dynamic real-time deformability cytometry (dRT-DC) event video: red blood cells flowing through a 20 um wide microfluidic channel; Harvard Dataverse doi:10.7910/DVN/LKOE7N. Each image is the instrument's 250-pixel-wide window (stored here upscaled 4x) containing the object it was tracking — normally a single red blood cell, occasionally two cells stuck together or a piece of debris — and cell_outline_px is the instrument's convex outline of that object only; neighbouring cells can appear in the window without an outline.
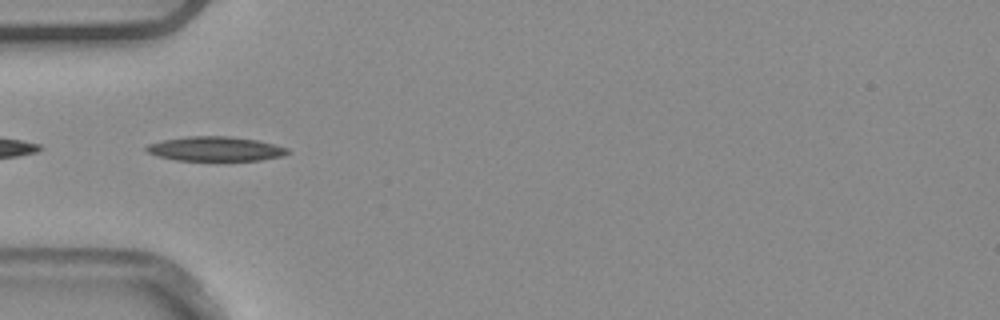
{"species": "common noctule bat (a hibernating species)", "species_latin": "Nyctalus noctula", "temperature_condition": "warm", "stored_images_in_passage": 5, "camera_frame_rate_fps": 3000, "um_per_image_px": 0.085, "animal": {"sex": "male", "body_mass_g": 20.4}, "frame": {"image": 1, "passage_image": 2, "time_ms": 0.333, "image_size_px": [1000, 320], "cell_outline_px": [[292, 152], [280, 156], [260, 160], [176, 160], [160, 156], [148, 152], [144, 148], [148, 144], [160, 140], [188, 136], [232, 136], [260, 140], [288, 148]], "centroid_in_image_um": [18.33, 12.63], "position_along_channel_um": 66.7, "area_um2": 20.17}}
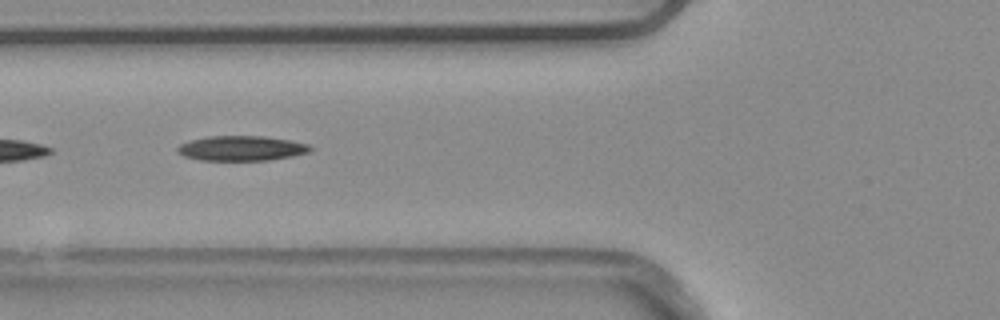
{"frame": {"image": 2, "passage_image": 3, "time_ms": 0.667, "image_size_px": [1000, 320], "cell_outline_px": [[312, 148], [308, 152], [292, 156], [268, 160], [200, 160], [184, 156], [176, 152], [176, 148], [180, 144], [192, 140], [208, 136], [264, 136], [288, 140], [308, 144]], "centroid_in_image_um": [20.49, 12.6], "position_along_channel_um": 105.3, "area_um2": 19.13}}